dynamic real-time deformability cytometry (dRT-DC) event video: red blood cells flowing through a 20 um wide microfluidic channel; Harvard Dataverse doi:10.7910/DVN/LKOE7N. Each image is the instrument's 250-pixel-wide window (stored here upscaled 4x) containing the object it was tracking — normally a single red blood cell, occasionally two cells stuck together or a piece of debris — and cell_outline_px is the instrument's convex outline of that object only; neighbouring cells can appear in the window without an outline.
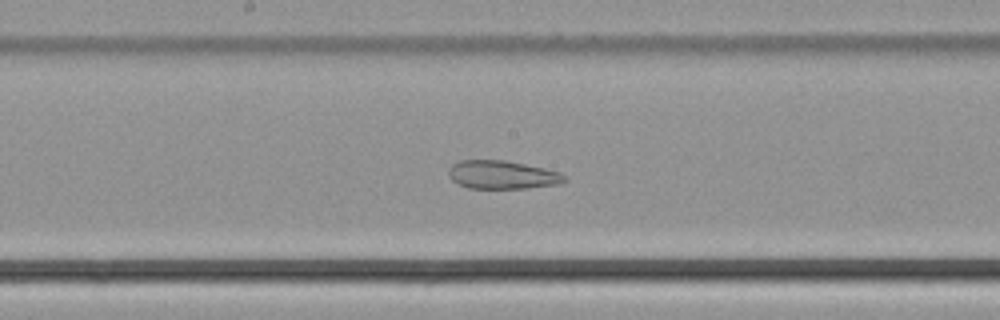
{"species": "common noctule bat (a hibernating species)", "species_latin": "Nyctalus noctula", "temperature_condition": "cold", "stored_images_in_passage": 51, "camera_frame_rate_fps": 3000, "um_per_image_px": 0.085, "animal": {"sex": "male", "body_mass_g": 21.5, "forearm_length_mm": 52.0}, "frame": {"image": 1, "passage_image": 27, "time_ms": 8.667, "image_size_px": [1000, 320], "cell_outline_px": [[568, 180], [560, 184], [528, 188], [468, 188], [456, 184], [448, 176], [448, 168], [452, 164], [460, 160], [504, 160], [544, 168], [560, 172]], "centroid_in_image_um": [42.66, 14.86], "position_along_channel_um": 205.5, "area_um2": 19.31}}
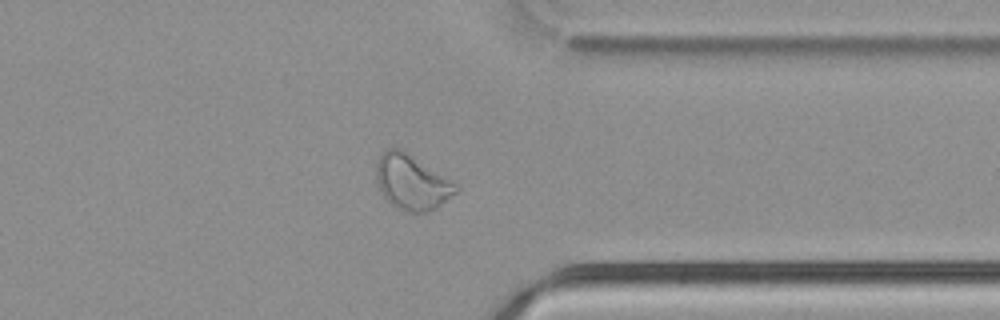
{"frame": {"image": 2, "passage_image": 40, "time_ms": 13.0, "image_size_px": [1000, 320], "cell_outline_px": [[460, 188], [456, 192], [436, 208], [428, 212], [408, 212], [396, 208], [380, 192], [376, 180], [376, 164], [380, 156], [388, 148], [400, 148], [460, 184]], "centroid_in_image_um": [35.03, 15.49], "position_along_channel_um": 376.4, "area_um2": 25.66}}
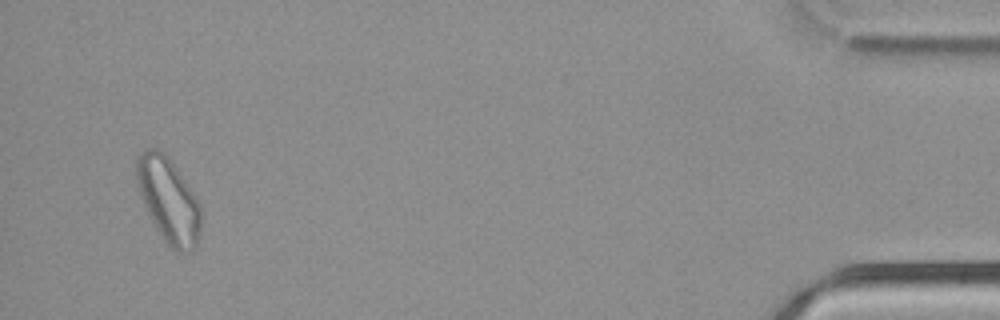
{"frame": {"image": 3, "passage_image": 49, "time_ms": 16.0, "image_size_px": [1000, 320], "cell_outline_px": [[200, 232], [196, 248], [180, 252], [176, 252], [164, 240], [156, 228], [144, 204], [136, 184], [136, 156], [148, 148], [156, 148], [164, 152], [172, 160], [200, 204]], "centroid_in_image_um": [14.31, 16.98], "position_along_channel_um": 420.9, "area_um2": 31.67}}